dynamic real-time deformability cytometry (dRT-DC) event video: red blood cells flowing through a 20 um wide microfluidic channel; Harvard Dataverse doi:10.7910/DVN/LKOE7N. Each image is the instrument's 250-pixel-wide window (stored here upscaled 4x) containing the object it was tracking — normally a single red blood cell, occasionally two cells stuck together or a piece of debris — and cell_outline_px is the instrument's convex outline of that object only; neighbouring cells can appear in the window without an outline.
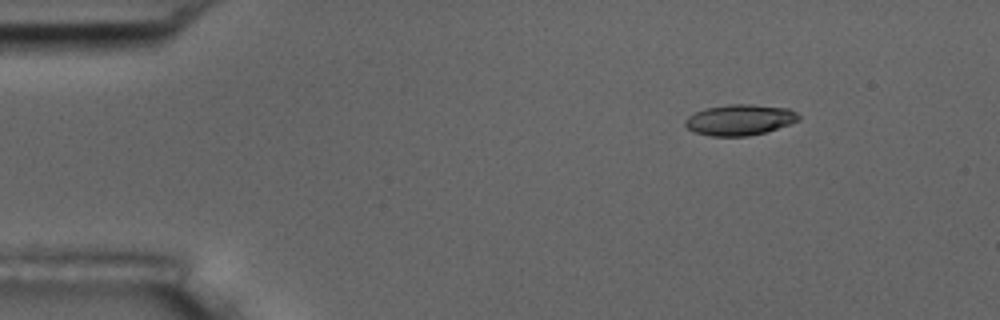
{"species": "common noctule bat (a hibernating species)", "species_latin": "Nyctalus noctula", "temperature_condition": "room temperature", "stored_images_in_passage": 6, "camera_frame_rate_fps": 3000, "um_per_image_px": 0.085, "animal": {"sex": "male", "body_mass_g": 17.5, "forearm_length_mm": 52.3}, "frame": {"image": 1, "passage_image": 3, "time_ms": 2.333, "image_size_px": [1000, 320], "cell_outline_px": [[800, 120], [764, 132], [748, 136], [712, 136], [692, 132], [684, 124], [684, 120], [688, 116], [704, 108], [728, 104], [752, 104], [788, 108], [796, 112], [800, 116]], "centroid_in_image_um": [62.85, 10.18], "position_along_channel_um": 22.2, "area_um2": 20.4}}
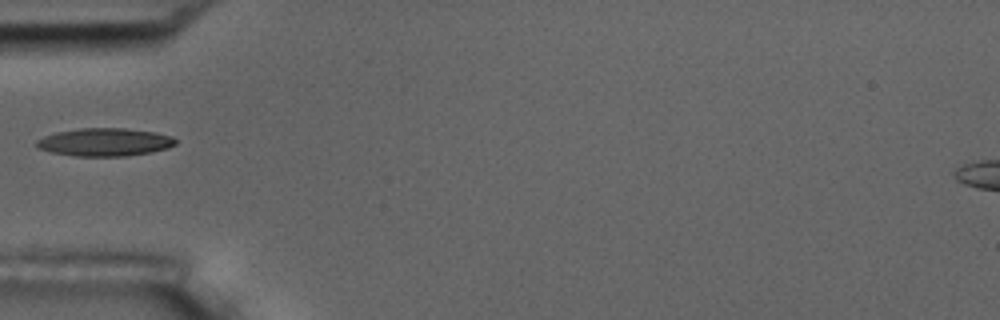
{"frame": {"image": 2, "passage_image": 6, "time_ms": 6.0, "image_size_px": [1000, 320], "cell_outline_px": [[176, 144], [168, 148], [152, 152], [124, 156], [76, 156], [52, 152], [36, 148], [36, 140], [44, 136], [56, 132], [80, 128], [124, 128], [156, 132], [172, 136], [176, 140]], "centroid_in_image_um": [8.91, 12.08], "position_along_channel_um": 76.1, "area_um2": 22.72}}